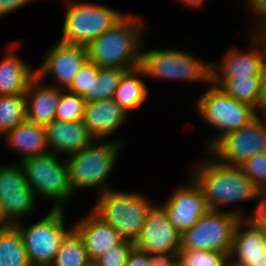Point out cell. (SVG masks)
Listing matches in <instances>:
<instances>
[{"label":"cell","mask_w":266,"mask_h":266,"mask_svg":"<svg viewBox=\"0 0 266 266\" xmlns=\"http://www.w3.org/2000/svg\"><path fill=\"white\" fill-rule=\"evenodd\" d=\"M206 153L209 157L189 166L187 172L201 188L211 210L221 211L224 205L257 201L259 189L239 166L223 164L208 151L203 154Z\"/></svg>","instance_id":"cell-1"},{"label":"cell","mask_w":266,"mask_h":266,"mask_svg":"<svg viewBox=\"0 0 266 266\" xmlns=\"http://www.w3.org/2000/svg\"><path fill=\"white\" fill-rule=\"evenodd\" d=\"M145 22L142 16L127 12L109 30L86 46L88 60L98 67L124 70L139 67Z\"/></svg>","instance_id":"cell-2"},{"label":"cell","mask_w":266,"mask_h":266,"mask_svg":"<svg viewBox=\"0 0 266 266\" xmlns=\"http://www.w3.org/2000/svg\"><path fill=\"white\" fill-rule=\"evenodd\" d=\"M123 142L126 141L121 138L94 140L89 146L66 156L74 192L97 189L100 194L115 188L108 183L119 159Z\"/></svg>","instance_id":"cell-3"},{"label":"cell","mask_w":266,"mask_h":266,"mask_svg":"<svg viewBox=\"0 0 266 266\" xmlns=\"http://www.w3.org/2000/svg\"><path fill=\"white\" fill-rule=\"evenodd\" d=\"M147 194L115 188L101 192L90 210L116 229L124 239L136 241L149 210L155 204Z\"/></svg>","instance_id":"cell-4"},{"label":"cell","mask_w":266,"mask_h":266,"mask_svg":"<svg viewBox=\"0 0 266 266\" xmlns=\"http://www.w3.org/2000/svg\"><path fill=\"white\" fill-rule=\"evenodd\" d=\"M207 86L208 89L197 98L194 110L207 125L219 131L207 140L204 151H208L227 133L245 127L258 115L254 107L232 98L212 81Z\"/></svg>","instance_id":"cell-5"},{"label":"cell","mask_w":266,"mask_h":266,"mask_svg":"<svg viewBox=\"0 0 266 266\" xmlns=\"http://www.w3.org/2000/svg\"><path fill=\"white\" fill-rule=\"evenodd\" d=\"M211 62L182 49L153 48L141 52L140 67L145 78L203 83L211 81Z\"/></svg>","instance_id":"cell-6"},{"label":"cell","mask_w":266,"mask_h":266,"mask_svg":"<svg viewBox=\"0 0 266 266\" xmlns=\"http://www.w3.org/2000/svg\"><path fill=\"white\" fill-rule=\"evenodd\" d=\"M62 157L49 151L19 162L34 194L53 201L51 209H65L66 200L74 195L67 159Z\"/></svg>","instance_id":"cell-7"},{"label":"cell","mask_w":266,"mask_h":266,"mask_svg":"<svg viewBox=\"0 0 266 266\" xmlns=\"http://www.w3.org/2000/svg\"><path fill=\"white\" fill-rule=\"evenodd\" d=\"M66 11L59 42L87 46L116 24L126 13L109 7L81 0L65 1Z\"/></svg>","instance_id":"cell-8"},{"label":"cell","mask_w":266,"mask_h":266,"mask_svg":"<svg viewBox=\"0 0 266 266\" xmlns=\"http://www.w3.org/2000/svg\"><path fill=\"white\" fill-rule=\"evenodd\" d=\"M241 218H251L241 208L209 210L190 229L181 234V249L218 251L230 256L235 228Z\"/></svg>","instance_id":"cell-9"},{"label":"cell","mask_w":266,"mask_h":266,"mask_svg":"<svg viewBox=\"0 0 266 266\" xmlns=\"http://www.w3.org/2000/svg\"><path fill=\"white\" fill-rule=\"evenodd\" d=\"M65 211L50 208L47 215L35 223L14 224L21 234L32 266H51L63 239L73 229V224L69 227L65 224Z\"/></svg>","instance_id":"cell-10"},{"label":"cell","mask_w":266,"mask_h":266,"mask_svg":"<svg viewBox=\"0 0 266 266\" xmlns=\"http://www.w3.org/2000/svg\"><path fill=\"white\" fill-rule=\"evenodd\" d=\"M208 152L219 162L235 166L241 165L248 158L265 153L266 114H258L245 127L227 133Z\"/></svg>","instance_id":"cell-11"},{"label":"cell","mask_w":266,"mask_h":266,"mask_svg":"<svg viewBox=\"0 0 266 266\" xmlns=\"http://www.w3.org/2000/svg\"><path fill=\"white\" fill-rule=\"evenodd\" d=\"M37 198L19 163L0 165V206L11 225L33 215Z\"/></svg>","instance_id":"cell-12"},{"label":"cell","mask_w":266,"mask_h":266,"mask_svg":"<svg viewBox=\"0 0 266 266\" xmlns=\"http://www.w3.org/2000/svg\"><path fill=\"white\" fill-rule=\"evenodd\" d=\"M42 60L36 68V75L41 79L50 77L55 80L53 85L66 90L87 62L88 51L86 46L55 41V44L47 49Z\"/></svg>","instance_id":"cell-13"},{"label":"cell","mask_w":266,"mask_h":266,"mask_svg":"<svg viewBox=\"0 0 266 266\" xmlns=\"http://www.w3.org/2000/svg\"><path fill=\"white\" fill-rule=\"evenodd\" d=\"M249 47L245 51L229 48L220 62H211V81L219 85L225 78L260 76L265 54V34L249 35Z\"/></svg>","instance_id":"cell-14"},{"label":"cell","mask_w":266,"mask_h":266,"mask_svg":"<svg viewBox=\"0 0 266 266\" xmlns=\"http://www.w3.org/2000/svg\"><path fill=\"white\" fill-rule=\"evenodd\" d=\"M189 177L185 184L172 191L167 201L160 204L168 220L181 234L192 228L210 210L201 188Z\"/></svg>","instance_id":"cell-15"},{"label":"cell","mask_w":266,"mask_h":266,"mask_svg":"<svg viewBox=\"0 0 266 266\" xmlns=\"http://www.w3.org/2000/svg\"><path fill=\"white\" fill-rule=\"evenodd\" d=\"M135 247L147 254L178 252L181 249V233L168 220L164 209L154 204L149 210Z\"/></svg>","instance_id":"cell-16"},{"label":"cell","mask_w":266,"mask_h":266,"mask_svg":"<svg viewBox=\"0 0 266 266\" xmlns=\"http://www.w3.org/2000/svg\"><path fill=\"white\" fill-rule=\"evenodd\" d=\"M230 266H265L266 241L262 230L251 218L238 222L229 256Z\"/></svg>","instance_id":"cell-17"},{"label":"cell","mask_w":266,"mask_h":266,"mask_svg":"<svg viewBox=\"0 0 266 266\" xmlns=\"http://www.w3.org/2000/svg\"><path fill=\"white\" fill-rule=\"evenodd\" d=\"M72 224L82 238L91 261H95L124 240L116 229L103 222L91 210Z\"/></svg>","instance_id":"cell-18"},{"label":"cell","mask_w":266,"mask_h":266,"mask_svg":"<svg viewBox=\"0 0 266 266\" xmlns=\"http://www.w3.org/2000/svg\"><path fill=\"white\" fill-rule=\"evenodd\" d=\"M128 116L129 114L114 99L88 101L82 121L95 140H107L124 125Z\"/></svg>","instance_id":"cell-19"},{"label":"cell","mask_w":266,"mask_h":266,"mask_svg":"<svg viewBox=\"0 0 266 266\" xmlns=\"http://www.w3.org/2000/svg\"><path fill=\"white\" fill-rule=\"evenodd\" d=\"M35 75L25 93L26 120L46 127L55 120V111L63 89Z\"/></svg>","instance_id":"cell-20"},{"label":"cell","mask_w":266,"mask_h":266,"mask_svg":"<svg viewBox=\"0 0 266 266\" xmlns=\"http://www.w3.org/2000/svg\"><path fill=\"white\" fill-rule=\"evenodd\" d=\"M45 131L49 151L64 157L80 151L95 140L82 120H53L45 127Z\"/></svg>","instance_id":"cell-21"},{"label":"cell","mask_w":266,"mask_h":266,"mask_svg":"<svg viewBox=\"0 0 266 266\" xmlns=\"http://www.w3.org/2000/svg\"><path fill=\"white\" fill-rule=\"evenodd\" d=\"M18 46V43L9 44L3 51L0 60V95H25L29 83L36 75V68L33 69L16 52Z\"/></svg>","instance_id":"cell-22"},{"label":"cell","mask_w":266,"mask_h":266,"mask_svg":"<svg viewBox=\"0 0 266 266\" xmlns=\"http://www.w3.org/2000/svg\"><path fill=\"white\" fill-rule=\"evenodd\" d=\"M4 137L8 147L21 154L17 163L26 158L49 152L45 127L42 125L25 120L7 131Z\"/></svg>","instance_id":"cell-23"},{"label":"cell","mask_w":266,"mask_h":266,"mask_svg":"<svg viewBox=\"0 0 266 266\" xmlns=\"http://www.w3.org/2000/svg\"><path fill=\"white\" fill-rule=\"evenodd\" d=\"M143 77L145 79V73L139 66L126 70L120 78L113 99L128 114L145 104L149 98V88L142 80Z\"/></svg>","instance_id":"cell-24"},{"label":"cell","mask_w":266,"mask_h":266,"mask_svg":"<svg viewBox=\"0 0 266 266\" xmlns=\"http://www.w3.org/2000/svg\"><path fill=\"white\" fill-rule=\"evenodd\" d=\"M0 266H32L21 234L14 225L0 231Z\"/></svg>","instance_id":"cell-25"},{"label":"cell","mask_w":266,"mask_h":266,"mask_svg":"<svg viewBox=\"0 0 266 266\" xmlns=\"http://www.w3.org/2000/svg\"><path fill=\"white\" fill-rule=\"evenodd\" d=\"M260 76L225 78L220 86L232 98L254 107L258 113Z\"/></svg>","instance_id":"cell-26"},{"label":"cell","mask_w":266,"mask_h":266,"mask_svg":"<svg viewBox=\"0 0 266 266\" xmlns=\"http://www.w3.org/2000/svg\"><path fill=\"white\" fill-rule=\"evenodd\" d=\"M90 262L82 238L72 229L63 239L51 266H85Z\"/></svg>","instance_id":"cell-27"},{"label":"cell","mask_w":266,"mask_h":266,"mask_svg":"<svg viewBox=\"0 0 266 266\" xmlns=\"http://www.w3.org/2000/svg\"><path fill=\"white\" fill-rule=\"evenodd\" d=\"M25 120V95H0V135H4Z\"/></svg>","instance_id":"cell-28"},{"label":"cell","mask_w":266,"mask_h":266,"mask_svg":"<svg viewBox=\"0 0 266 266\" xmlns=\"http://www.w3.org/2000/svg\"><path fill=\"white\" fill-rule=\"evenodd\" d=\"M125 71L121 68L99 67L97 77H93L92 101L113 99Z\"/></svg>","instance_id":"cell-29"},{"label":"cell","mask_w":266,"mask_h":266,"mask_svg":"<svg viewBox=\"0 0 266 266\" xmlns=\"http://www.w3.org/2000/svg\"><path fill=\"white\" fill-rule=\"evenodd\" d=\"M178 255L182 266H230L229 255L223 252L180 249Z\"/></svg>","instance_id":"cell-30"},{"label":"cell","mask_w":266,"mask_h":266,"mask_svg":"<svg viewBox=\"0 0 266 266\" xmlns=\"http://www.w3.org/2000/svg\"><path fill=\"white\" fill-rule=\"evenodd\" d=\"M85 104L86 101L82 96L62 90L55 111V120L63 122L82 120Z\"/></svg>","instance_id":"cell-31"},{"label":"cell","mask_w":266,"mask_h":266,"mask_svg":"<svg viewBox=\"0 0 266 266\" xmlns=\"http://www.w3.org/2000/svg\"><path fill=\"white\" fill-rule=\"evenodd\" d=\"M98 71L99 67L87 60L66 90L82 96L86 102L92 101L93 77H97Z\"/></svg>","instance_id":"cell-32"},{"label":"cell","mask_w":266,"mask_h":266,"mask_svg":"<svg viewBox=\"0 0 266 266\" xmlns=\"http://www.w3.org/2000/svg\"><path fill=\"white\" fill-rule=\"evenodd\" d=\"M239 167L258 189L266 186V152L248 158Z\"/></svg>","instance_id":"cell-33"},{"label":"cell","mask_w":266,"mask_h":266,"mask_svg":"<svg viewBox=\"0 0 266 266\" xmlns=\"http://www.w3.org/2000/svg\"><path fill=\"white\" fill-rule=\"evenodd\" d=\"M134 247V241L124 239L120 244L96 259L95 262L99 266H125Z\"/></svg>","instance_id":"cell-34"},{"label":"cell","mask_w":266,"mask_h":266,"mask_svg":"<svg viewBox=\"0 0 266 266\" xmlns=\"http://www.w3.org/2000/svg\"><path fill=\"white\" fill-rule=\"evenodd\" d=\"M152 266H179L178 252L168 251L148 254Z\"/></svg>","instance_id":"cell-35"},{"label":"cell","mask_w":266,"mask_h":266,"mask_svg":"<svg viewBox=\"0 0 266 266\" xmlns=\"http://www.w3.org/2000/svg\"><path fill=\"white\" fill-rule=\"evenodd\" d=\"M260 94L258 104V114H266V34H265V54L260 71Z\"/></svg>","instance_id":"cell-36"},{"label":"cell","mask_w":266,"mask_h":266,"mask_svg":"<svg viewBox=\"0 0 266 266\" xmlns=\"http://www.w3.org/2000/svg\"><path fill=\"white\" fill-rule=\"evenodd\" d=\"M125 266H152L148 254L134 247L130 252Z\"/></svg>","instance_id":"cell-37"},{"label":"cell","mask_w":266,"mask_h":266,"mask_svg":"<svg viewBox=\"0 0 266 266\" xmlns=\"http://www.w3.org/2000/svg\"><path fill=\"white\" fill-rule=\"evenodd\" d=\"M35 1L36 0H0V19L18 8H22V6Z\"/></svg>","instance_id":"cell-38"},{"label":"cell","mask_w":266,"mask_h":266,"mask_svg":"<svg viewBox=\"0 0 266 266\" xmlns=\"http://www.w3.org/2000/svg\"><path fill=\"white\" fill-rule=\"evenodd\" d=\"M258 205L252 211L251 219H264L266 218V186L258 190Z\"/></svg>","instance_id":"cell-39"},{"label":"cell","mask_w":266,"mask_h":266,"mask_svg":"<svg viewBox=\"0 0 266 266\" xmlns=\"http://www.w3.org/2000/svg\"><path fill=\"white\" fill-rule=\"evenodd\" d=\"M181 2L184 6H190L191 8H198L203 6L206 0H177Z\"/></svg>","instance_id":"cell-40"},{"label":"cell","mask_w":266,"mask_h":266,"mask_svg":"<svg viewBox=\"0 0 266 266\" xmlns=\"http://www.w3.org/2000/svg\"><path fill=\"white\" fill-rule=\"evenodd\" d=\"M262 230L264 240L266 241V218L264 219H252Z\"/></svg>","instance_id":"cell-41"},{"label":"cell","mask_w":266,"mask_h":266,"mask_svg":"<svg viewBox=\"0 0 266 266\" xmlns=\"http://www.w3.org/2000/svg\"><path fill=\"white\" fill-rule=\"evenodd\" d=\"M10 226H11V224L5 218V216L3 214V211H2V208L0 206V231L4 230V229H6V228H8Z\"/></svg>","instance_id":"cell-42"},{"label":"cell","mask_w":266,"mask_h":266,"mask_svg":"<svg viewBox=\"0 0 266 266\" xmlns=\"http://www.w3.org/2000/svg\"><path fill=\"white\" fill-rule=\"evenodd\" d=\"M85 266H99L95 261H91L89 264Z\"/></svg>","instance_id":"cell-43"}]
</instances>
